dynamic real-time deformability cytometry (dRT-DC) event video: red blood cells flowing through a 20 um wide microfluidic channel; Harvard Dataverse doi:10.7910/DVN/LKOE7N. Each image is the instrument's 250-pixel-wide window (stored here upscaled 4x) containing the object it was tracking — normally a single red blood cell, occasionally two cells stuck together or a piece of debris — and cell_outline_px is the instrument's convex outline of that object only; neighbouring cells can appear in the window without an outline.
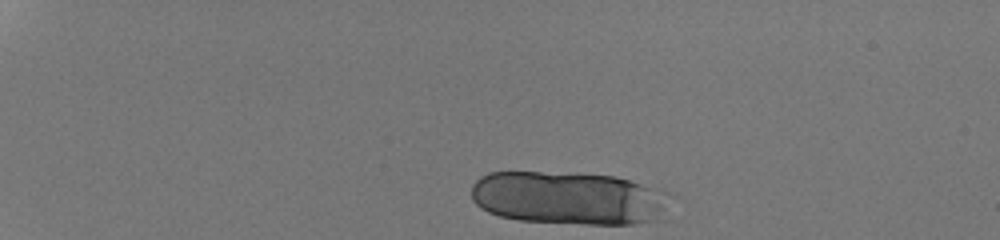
{"species": "human", "species_latin": "Homo sapiens", "temperature_condition": "room temperature", "stored_images_in_passage": 36, "camera_frame_rate_fps": 3000, "um_per_image_px": 0.085, "donor": {"sex": "male"}, "frame": {"image": 1, "passage_image": 1, "time_ms": 0.0, "image_size_px": [1000, 240], "cell_outline_px": [[676, 196], [652, 220], [632, 224], [584, 224], [520, 220], [500, 216], [488, 212], [480, 208], [472, 200], [472, 184], [480, 176], [488, 172], [540, 172], [616, 176], [656, 188], [668, 192]], "centroid_in_image_um": [48.31, 16.83], "position_along_channel_um": 36.7, "area_um2": 61.56}}
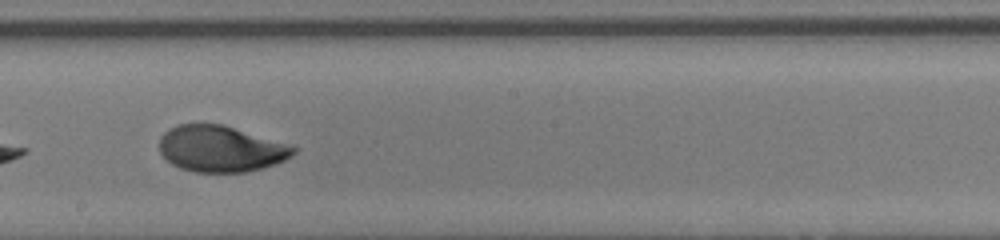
{"frame": {"image": 2, "passage_image": 23, "time_ms": 7.333, "image_size_px": [1000, 240], "cell_outline_px": [[296, 152], [292, 156], [276, 164], [244, 172], [196, 172], [180, 168], [172, 164], [160, 152], [160, 136], [168, 128], [176, 124], [224, 124], [296, 148]], "centroid_in_image_um": [18.71, 12.64], "position_along_channel_um": 229.5, "area_um2": 35.72}}
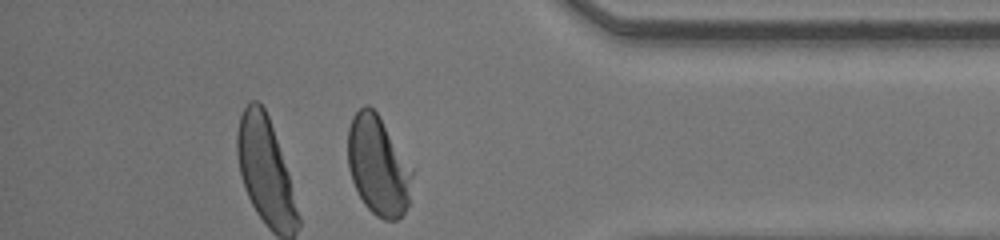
{"frame": {"image": 3, "passage_image": 36, "time_ms": 11.667, "image_size_px": [1000, 240], "cell_outline_px": [[416, 168], [408, 204], [404, 212], [396, 220], [384, 220], [376, 216], [364, 204], [352, 180], [348, 168], [348, 128], [352, 116], [364, 104], [368, 104], [376, 112]], "centroid_in_image_um": [32.19, 14.07], "position_along_channel_um": 403.0, "area_um2": 38.03}, "authors_computed_cell_mechanics": {"area_um2": 37.6856, "velocity_mm_per_s": 4.2739, "shape_relaxation_time_tau1_ms": 3.0599, "shape_relaxation_time_tau2_ms": null, "deformation_change_tau1": 0.1857, "deformation_change_tau2": null}}